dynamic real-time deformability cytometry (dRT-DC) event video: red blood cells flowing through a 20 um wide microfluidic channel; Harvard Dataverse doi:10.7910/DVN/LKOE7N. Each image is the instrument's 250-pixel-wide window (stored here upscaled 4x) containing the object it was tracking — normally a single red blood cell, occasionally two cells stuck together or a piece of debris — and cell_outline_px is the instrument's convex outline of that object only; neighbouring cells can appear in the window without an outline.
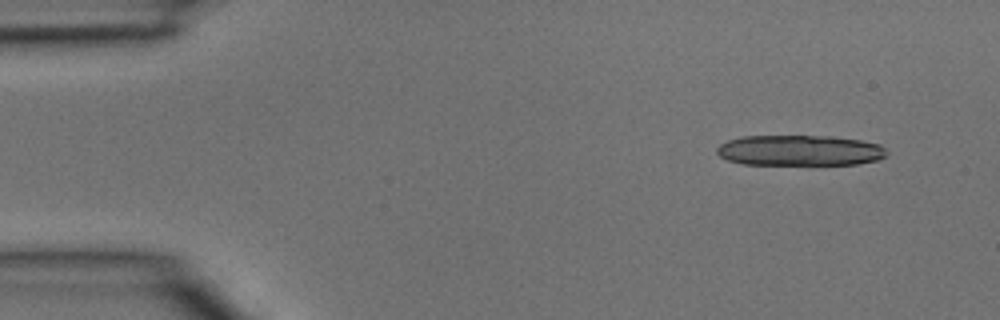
{"species": "common noctule bat (a hibernating species)", "species_latin": "Nyctalus noctula", "temperature_condition": "room temperature", "stored_images_in_passage": 4, "camera_frame_rate_fps": 3000, "um_per_image_px": 0.085, "animal": {"sex": "male", "body_mass_g": 15.6}, "frame": {"image": 1, "passage_image": 1, "time_ms": 0.0, "image_size_px": [1000, 320], "cell_outline_px": [[888, 152], [884, 156], [876, 160], [856, 164], [744, 164], [728, 160], [720, 156], [716, 152], [716, 148], [720, 144], [728, 140], [740, 136], [832, 136], [860, 140], [880, 144]], "centroid_in_image_um": [67.95, 12.78], "position_along_channel_um": 17.0, "area_um2": 30.23}}
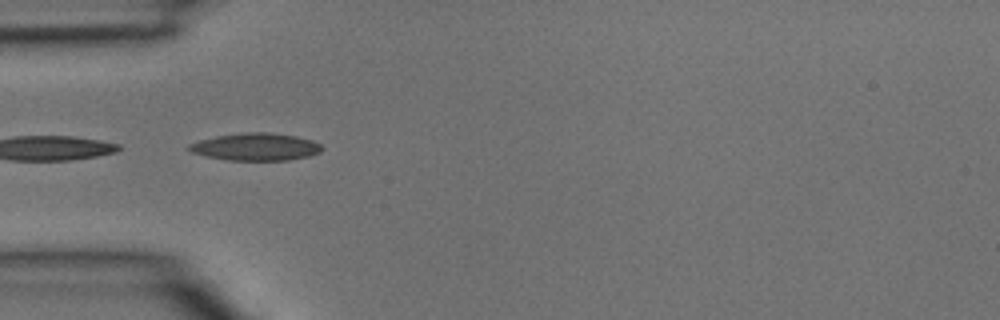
{"frame": {"image": 2, "passage_image": 3, "time_ms": 0.667, "image_size_px": [1000, 320], "cell_outline_px": [[324, 148], [320, 152], [308, 156], [288, 160], [228, 160], [208, 156], [192, 152], [184, 148], [188, 144], [200, 140], [216, 136], [244, 132], [268, 132], [296, 136], [312, 140], [320, 144]], "centroid_in_image_um": [21.73, 12.47], "position_along_channel_um": 63.3, "area_um2": 21.21}}